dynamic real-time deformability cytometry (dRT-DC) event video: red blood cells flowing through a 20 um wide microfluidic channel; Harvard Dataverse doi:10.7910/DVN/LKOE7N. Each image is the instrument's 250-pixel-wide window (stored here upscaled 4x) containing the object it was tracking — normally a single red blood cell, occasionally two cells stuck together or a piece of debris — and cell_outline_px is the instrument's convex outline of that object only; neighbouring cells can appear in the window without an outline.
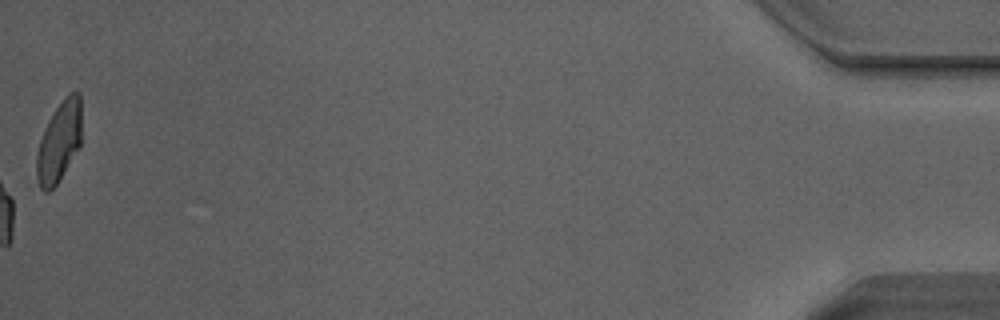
{"species": "Egyptian fruit bat (a non-hibernating species)", "species_latin": "Rousettus aegyptiacus", "temperature_condition": "warm", "stored_images_in_passage": 38, "camera_frame_rate_fps": 3000, "um_per_image_px": 0.085, "animal": {"sex": "male"}, "frame": {"image": 1, "passage_image": 38, "time_ms": 12.333, "image_size_px": [1000, 320], "cell_outline_px": [[80, 144], [56, 184], [48, 192], [44, 192], [40, 188], [36, 176], [36, 156], [40, 140], [48, 120], [56, 108], [72, 92], [80, 92]], "centroid_in_image_um": [4.99, 12.08], "position_along_channel_um": 430.2, "area_um2": 20.35}}